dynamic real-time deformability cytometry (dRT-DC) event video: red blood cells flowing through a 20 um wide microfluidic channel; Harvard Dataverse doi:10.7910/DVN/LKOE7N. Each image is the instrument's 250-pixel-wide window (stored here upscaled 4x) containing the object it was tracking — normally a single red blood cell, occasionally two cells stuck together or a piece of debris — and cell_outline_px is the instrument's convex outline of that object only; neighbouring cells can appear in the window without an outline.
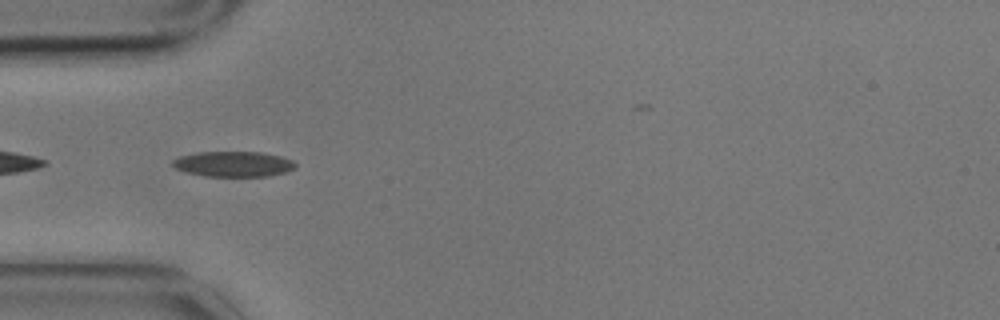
{"species": "common noctule bat (a hibernating species)", "species_latin": "Nyctalus noctula", "temperature_condition": "cold", "stored_images_in_passage": 6, "camera_frame_rate_fps": 3000, "um_per_image_px": 0.085, "animal": {"sex": "male", "body_mass_g": 17.9}, "frame": {"image": 1, "passage_image": 5, "time_ms": 1.333, "image_size_px": [1000, 320], "cell_outline_px": [[296, 168], [284, 172], [268, 176], [204, 176], [188, 172], [176, 168], [172, 164], [172, 160], [180, 156], [196, 152], [260, 152], [280, 156], [292, 160], [296, 164]], "centroid_in_image_um": [19.84, 13.94], "position_along_channel_um": 65.2, "area_um2": 18.03}}